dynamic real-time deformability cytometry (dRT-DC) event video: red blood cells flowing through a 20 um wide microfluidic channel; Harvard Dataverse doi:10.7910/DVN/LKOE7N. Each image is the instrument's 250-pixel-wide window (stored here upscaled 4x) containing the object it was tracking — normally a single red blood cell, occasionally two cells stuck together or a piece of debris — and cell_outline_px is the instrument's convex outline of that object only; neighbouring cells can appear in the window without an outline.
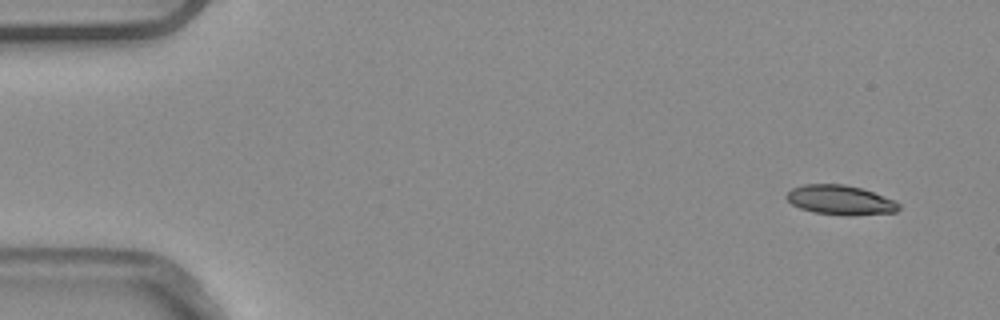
{"species": "common noctule bat (a hibernating species)", "species_latin": "Nyctalus noctula", "temperature_condition": "warm", "stored_images_in_passage": 5, "camera_frame_rate_fps": 3000, "um_per_image_px": 0.085, "animal": {"sex": "male", "body_mass_g": 20.4}, "frame": {"image": 1, "passage_image": 1, "time_ms": 0.0, "image_size_px": [1000, 320], "cell_outline_px": [[900, 208], [896, 212], [852, 216], [844, 216], [812, 212], [800, 208], [792, 204], [784, 196], [792, 188], [804, 184], [844, 184], [860, 188], [896, 200], [900, 204]], "centroid_in_image_um": [71.43, 17.01], "position_along_channel_um": 13.6, "area_um2": 19.54}}
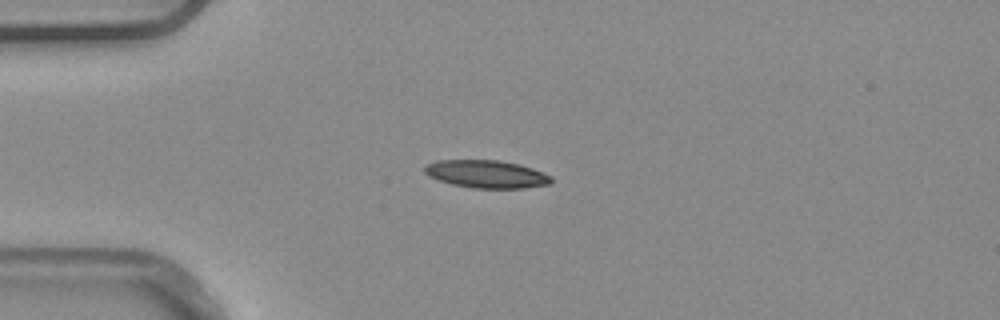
{"frame": {"image": 2, "passage_image": 4, "time_ms": 1.0, "image_size_px": [1000, 320], "cell_outline_px": [[552, 184], [524, 188], [472, 188], [452, 184], [428, 176], [424, 172], [424, 168], [428, 164], [436, 160], [496, 160], [520, 164], [532, 168], [552, 176]], "centroid_in_image_um": [41.37, 14.8], "position_along_channel_um": 43.6, "area_um2": 20.52}}